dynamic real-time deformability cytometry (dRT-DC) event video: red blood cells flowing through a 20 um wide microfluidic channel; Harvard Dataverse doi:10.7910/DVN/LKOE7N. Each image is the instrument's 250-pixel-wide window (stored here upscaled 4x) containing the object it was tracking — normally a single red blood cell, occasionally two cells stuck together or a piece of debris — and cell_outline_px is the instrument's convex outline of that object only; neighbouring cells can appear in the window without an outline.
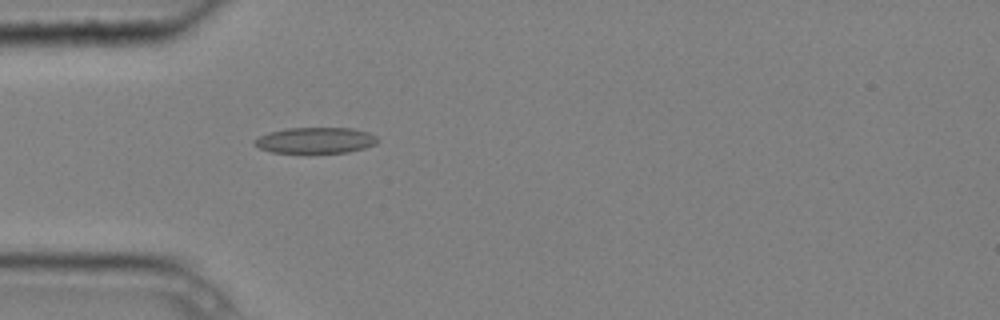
{"species": "common noctule bat (a hibernating species)", "species_latin": "Nyctalus noctula", "temperature_condition": "cold", "stored_images_in_passage": 4, "camera_frame_rate_fps": 3000, "um_per_image_px": 0.085, "animal": {"sex": "male", "body_mass_g": 20.4}, "frame": {"image": 1, "passage_image": 4, "time_ms": 1.0, "image_size_px": [1000, 320], "cell_outline_px": [[380, 140], [376, 144], [364, 148], [348, 152], [308, 156], [272, 152], [260, 148], [252, 144], [252, 140], [268, 132], [288, 128], [352, 128], [368, 132], [376, 136]], "centroid_in_image_um": [26.79, 11.98], "position_along_channel_um": 58.2, "area_um2": 19.65}}